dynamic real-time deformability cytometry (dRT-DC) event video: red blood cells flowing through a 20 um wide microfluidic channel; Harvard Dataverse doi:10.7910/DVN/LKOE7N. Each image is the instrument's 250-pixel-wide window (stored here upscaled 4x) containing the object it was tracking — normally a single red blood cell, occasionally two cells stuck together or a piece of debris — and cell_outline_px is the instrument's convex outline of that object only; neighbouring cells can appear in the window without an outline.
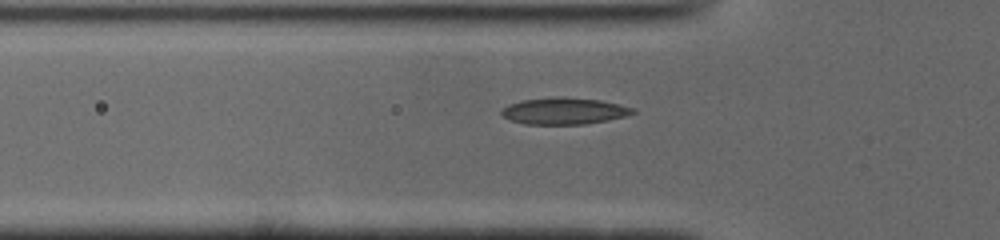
{"species": "common noctule bat (a hibernating species)", "species_latin": "Nyctalus noctula", "temperature_condition": "cold", "stored_images_in_passage": 37, "camera_frame_rate_fps": 3000, "um_per_image_px": 0.085, "animal": {"sex": "male", "body_mass_g": 19.0, "forearm_length_mm": 50.8}, "frame": {"image": 1, "passage_image": 6, "time_ms": 1.667, "image_size_px": [1000, 240], "cell_outline_px": [[636, 112], [624, 116], [584, 124], [524, 124], [500, 116], [500, 112], [508, 104], [524, 100], [560, 96], [600, 100], [632, 108]], "centroid_in_image_um": [47.88, 9.43], "position_along_channel_um": 77.9, "area_um2": 20.06}}
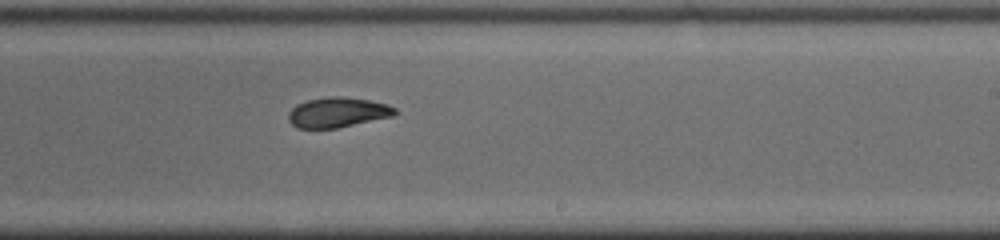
{"frame": {"image": 2, "passage_image": 20, "time_ms": 6.333, "image_size_px": [1000, 240], "cell_outline_px": [[396, 112], [392, 116], [336, 128], [296, 128], [288, 120], [288, 112], [296, 104], [308, 100], [328, 96], [344, 96], [368, 100], [388, 104], [396, 108]], "centroid_in_image_um": [28.66, 9.54], "position_along_channel_um": 260.3, "area_um2": 18.61}}
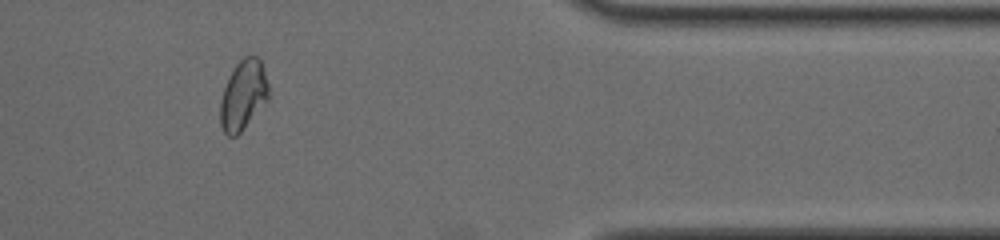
{"frame": {"image": 3, "passage_image": 32, "time_ms": 10.333, "image_size_px": [1000, 240], "cell_outline_px": [[268, 100], [240, 132], [236, 136], [228, 136], [224, 132], [220, 124], [220, 100], [224, 88], [236, 64], [244, 56], [256, 56], [260, 60], [268, 84]], "centroid_in_image_um": [20.66, 8.1], "position_along_channel_um": 390.7, "area_um2": 19.31}, "authors_computed_cell_mechanics": {"area_um2": 19.3052, "velocity_mm_per_s": 3.9119, "shape_relaxation_time_tau1_ms": 5.1055, "shape_relaxation_time_tau2_ms": 2.6817, "deformation_change_tau1": 0.1678, "deformation_change_tau2": 0.0751}}